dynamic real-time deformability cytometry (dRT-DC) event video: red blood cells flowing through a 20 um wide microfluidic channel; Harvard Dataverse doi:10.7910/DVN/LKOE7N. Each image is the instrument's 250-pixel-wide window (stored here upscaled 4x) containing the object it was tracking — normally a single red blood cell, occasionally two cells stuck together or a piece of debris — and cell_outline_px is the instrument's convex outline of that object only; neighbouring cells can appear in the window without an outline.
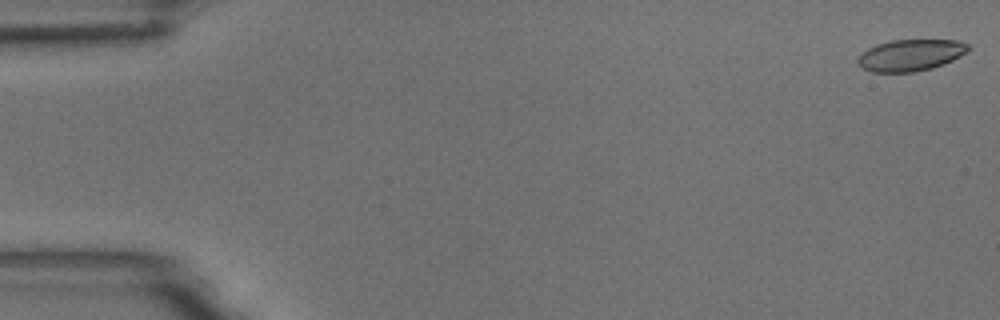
{"species": "common noctule bat (a hibernating species)", "species_latin": "Nyctalus noctula", "temperature_condition": "room temperature", "stored_images_in_passage": 56, "camera_frame_rate_fps": 3000, "um_per_image_px": 0.085, "animal": {"sex": "male", "body_mass_g": 18.8}, "frame": {"image": 1, "passage_image": 1, "time_ms": 0.0, "image_size_px": [1000, 320], "cell_outline_px": [[972, 48], [968, 52], [952, 60], [932, 68], [912, 72], [872, 72], [856, 64], [856, 60], [868, 48], [876, 44], [892, 40], [960, 40], [968, 44]], "centroid_in_image_um": [77.42, 4.68], "position_along_channel_um": 7.6, "area_um2": 20.35}}
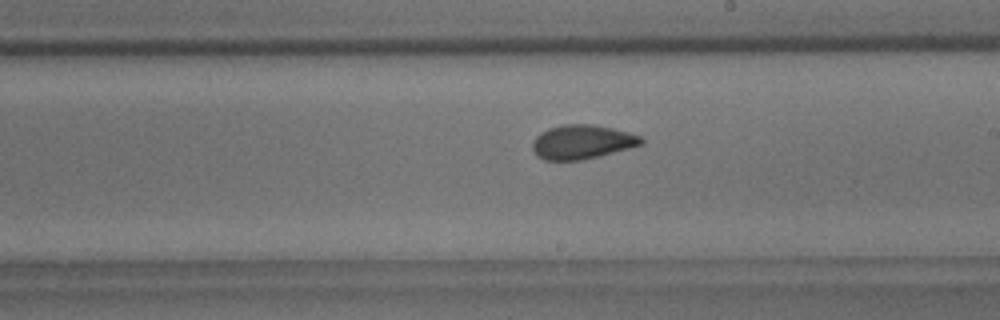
{"frame": {"image": 2, "passage_image": 32, "time_ms": 10.333, "image_size_px": [1000, 320], "cell_outline_px": [[644, 144], [600, 156], [580, 160], [544, 160], [536, 156], [532, 148], [532, 140], [540, 132], [548, 128], [564, 124], [592, 124], [612, 128], [628, 132], [640, 136], [644, 140]], "centroid_in_image_um": [49.45, 12.06], "position_along_channel_um": 239.5, "area_um2": 21.79}}
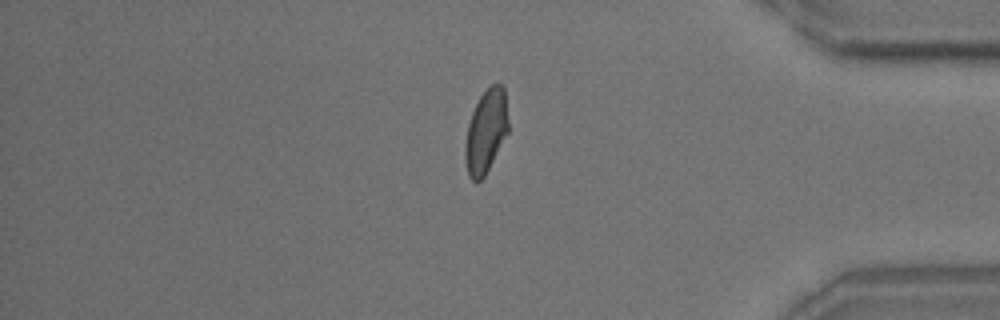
{"frame": {"image": 3, "passage_image": 47, "time_ms": 15.333, "image_size_px": [1000, 320], "cell_outline_px": [[508, 132], [484, 176], [480, 180], [472, 180], [468, 176], [464, 160], [464, 148], [468, 124], [472, 112], [480, 96], [492, 84], [504, 84], [508, 120]], "centroid_in_image_um": [41.3, 11.16], "position_along_channel_um": 393.9, "area_um2": 20.87}, "authors_computed_cell_mechanics": {"area_um2": 21.2704, "velocity_mm_per_s": 3.6245, "shape_relaxation_time_tau1_ms": 5.6824, "shape_relaxation_time_tau2_ms": 1.2872, "deformation_change_tau1": 0.1485, "deformation_change_tau2": 0.0644}}